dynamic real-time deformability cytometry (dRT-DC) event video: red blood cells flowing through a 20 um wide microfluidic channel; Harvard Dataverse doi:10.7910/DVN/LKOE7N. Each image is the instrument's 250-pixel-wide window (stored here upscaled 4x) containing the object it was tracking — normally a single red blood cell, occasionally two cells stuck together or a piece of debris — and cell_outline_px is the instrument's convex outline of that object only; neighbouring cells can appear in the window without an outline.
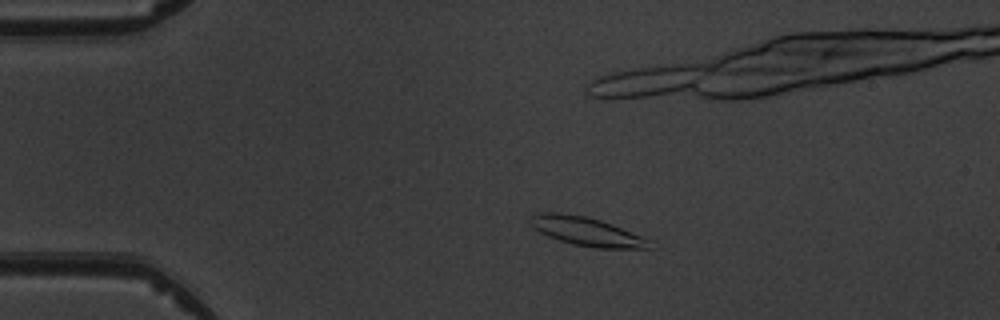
{"species": "common noctule bat (a hibernating species)", "species_latin": "Nyctalus noctula", "temperature_condition": "warm", "stored_images_in_passage": 7, "camera_frame_rate_fps": 3000, "um_per_image_px": 0.085, "animal": {"sex": "male", "body_mass_g": 19.5, "forearm_length_mm": 54.6}, "frame": {"image": 1, "passage_image": 3, "time_ms": 3.0, "image_size_px": [1000, 320], "cell_outline_px": [[652, 248], [596, 248], [576, 244], [560, 240], [548, 236], [532, 228], [528, 220], [532, 216], [540, 212], [560, 212], [584, 216], [600, 220], [612, 224], [652, 240]], "centroid_in_image_um": [49.86, 19.66], "position_along_channel_um": 35.1, "area_um2": 19.88}}